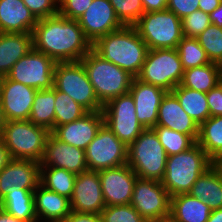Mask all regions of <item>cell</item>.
Returning <instances> with one entry per match:
<instances>
[{
    "label": "cell",
    "instance_id": "obj_43",
    "mask_svg": "<svg viewBox=\"0 0 222 222\" xmlns=\"http://www.w3.org/2000/svg\"><path fill=\"white\" fill-rule=\"evenodd\" d=\"M167 9L183 19L192 12L199 10V0H168Z\"/></svg>",
    "mask_w": 222,
    "mask_h": 222
},
{
    "label": "cell",
    "instance_id": "obj_31",
    "mask_svg": "<svg viewBox=\"0 0 222 222\" xmlns=\"http://www.w3.org/2000/svg\"><path fill=\"white\" fill-rule=\"evenodd\" d=\"M29 121L52 132L55 129V87L37 90Z\"/></svg>",
    "mask_w": 222,
    "mask_h": 222
},
{
    "label": "cell",
    "instance_id": "obj_4",
    "mask_svg": "<svg viewBox=\"0 0 222 222\" xmlns=\"http://www.w3.org/2000/svg\"><path fill=\"white\" fill-rule=\"evenodd\" d=\"M98 100H109L129 93L133 76L117 65L103 59L91 49L81 60Z\"/></svg>",
    "mask_w": 222,
    "mask_h": 222
},
{
    "label": "cell",
    "instance_id": "obj_6",
    "mask_svg": "<svg viewBox=\"0 0 222 222\" xmlns=\"http://www.w3.org/2000/svg\"><path fill=\"white\" fill-rule=\"evenodd\" d=\"M50 133L29 120L6 121L1 139L11 158L40 162Z\"/></svg>",
    "mask_w": 222,
    "mask_h": 222
},
{
    "label": "cell",
    "instance_id": "obj_54",
    "mask_svg": "<svg viewBox=\"0 0 222 222\" xmlns=\"http://www.w3.org/2000/svg\"><path fill=\"white\" fill-rule=\"evenodd\" d=\"M220 71H221V78H222V62L220 63Z\"/></svg>",
    "mask_w": 222,
    "mask_h": 222
},
{
    "label": "cell",
    "instance_id": "obj_26",
    "mask_svg": "<svg viewBox=\"0 0 222 222\" xmlns=\"http://www.w3.org/2000/svg\"><path fill=\"white\" fill-rule=\"evenodd\" d=\"M211 211L207 203L183 193L171 197L169 219L173 222H207Z\"/></svg>",
    "mask_w": 222,
    "mask_h": 222
},
{
    "label": "cell",
    "instance_id": "obj_5",
    "mask_svg": "<svg viewBox=\"0 0 222 222\" xmlns=\"http://www.w3.org/2000/svg\"><path fill=\"white\" fill-rule=\"evenodd\" d=\"M167 157L155 130L148 128L128 147L127 165L138 178L161 181Z\"/></svg>",
    "mask_w": 222,
    "mask_h": 222
},
{
    "label": "cell",
    "instance_id": "obj_37",
    "mask_svg": "<svg viewBox=\"0 0 222 222\" xmlns=\"http://www.w3.org/2000/svg\"><path fill=\"white\" fill-rule=\"evenodd\" d=\"M196 38L210 62L220 64L222 62V27L211 24Z\"/></svg>",
    "mask_w": 222,
    "mask_h": 222
},
{
    "label": "cell",
    "instance_id": "obj_51",
    "mask_svg": "<svg viewBox=\"0 0 222 222\" xmlns=\"http://www.w3.org/2000/svg\"><path fill=\"white\" fill-rule=\"evenodd\" d=\"M0 222H25L20 220L13 215L7 213L4 209L0 207Z\"/></svg>",
    "mask_w": 222,
    "mask_h": 222
},
{
    "label": "cell",
    "instance_id": "obj_24",
    "mask_svg": "<svg viewBox=\"0 0 222 222\" xmlns=\"http://www.w3.org/2000/svg\"><path fill=\"white\" fill-rule=\"evenodd\" d=\"M34 192L38 222H62L71 212L70 199L39 184Z\"/></svg>",
    "mask_w": 222,
    "mask_h": 222
},
{
    "label": "cell",
    "instance_id": "obj_17",
    "mask_svg": "<svg viewBox=\"0 0 222 222\" xmlns=\"http://www.w3.org/2000/svg\"><path fill=\"white\" fill-rule=\"evenodd\" d=\"M70 206L76 212L97 214L106 207L98 171L87 170L76 176Z\"/></svg>",
    "mask_w": 222,
    "mask_h": 222
},
{
    "label": "cell",
    "instance_id": "obj_44",
    "mask_svg": "<svg viewBox=\"0 0 222 222\" xmlns=\"http://www.w3.org/2000/svg\"><path fill=\"white\" fill-rule=\"evenodd\" d=\"M210 117L222 116V81L206 93Z\"/></svg>",
    "mask_w": 222,
    "mask_h": 222
},
{
    "label": "cell",
    "instance_id": "obj_7",
    "mask_svg": "<svg viewBox=\"0 0 222 222\" xmlns=\"http://www.w3.org/2000/svg\"><path fill=\"white\" fill-rule=\"evenodd\" d=\"M134 27L148 49H175L184 37L181 19L168 9L144 13Z\"/></svg>",
    "mask_w": 222,
    "mask_h": 222
},
{
    "label": "cell",
    "instance_id": "obj_32",
    "mask_svg": "<svg viewBox=\"0 0 222 222\" xmlns=\"http://www.w3.org/2000/svg\"><path fill=\"white\" fill-rule=\"evenodd\" d=\"M196 143L211 159L222 154V116L209 117L199 125Z\"/></svg>",
    "mask_w": 222,
    "mask_h": 222
},
{
    "label": "cell",
    "instance_id": "obj_50",
    "mask_svg": "<svg viewBox=\"0 0 222 222\" xmlns=\"http://www.w3.org/2000/svg\"><path fill=\"white\" fill-rule=\"evenodd\" d=\"M211 167L216 171L222 180V154L217 155L211 159Z\"/></svg>",
    "mask_w": 222,
    "mask_h": 222
},
{
    "label": "cell",
    "instance_id": "obj_39",
    "mask_svg": "<svg viewBox=\"0 0 222 222\" xmlns=\"http://www.w3.org/2000/svg\"><path fill=\"white\" fill-rule=\"evenodd\" d=\"M102 222H147L131 205H109L100 213Z\"/></svg>",
    "mask_w": 222,
    "mask_h": 222
},
{
    "label": "cell",
    "instance_id": "obj_21",
    "mask_svg": "<svg viewBox=\"0 0 222 222\" xmlns=\"http://www.w3.org/2000/svg\"><path fill=\"white\" fill-rule=\"evenodd\" d=\"M39 184V162L12 158L0 171V201L7 195L10 187L19 185L21 189H36Z\"/></svg>",
    "mask_w": 222,
    "mask_h": 222
},
{
    "label": "cell",
    "instance_id": "obj_41",
    "mask_svg": "<svg viewBox=\"0 0 222 222\" xmlns=\"http://www.w3.org/2000/svg\"><path fill=\"white\" fill-rule=\"evenodd\" d=\"M37 20L58 15L59 0H23Z\"/></svg>",
    "mask_w": 222,
    "mask_h": 222
},
{
    "label": "cell",
    "instance_id": "obj_15",
    "mask_svg": "<svg viewBox=\"0 0 222 222\" xmlns=\"http://www.w3.org/2000/svg\"><path fill=\"white\" fill-rule=\"evenodd\" d=\"M105 205L130 204L137 174L127 165L98 171Z\"/></svg>",
    "mask_w": 222,
    "mask_h": 222
},
{
    "label": "cell",
    "instance_id": "obj_48",
    "mask_svg": "<svg viewBox=\"0 0 222 222\" xmlns=\"http://www.w3.org/2000/svg\"><path fill=\"white\" fill-rule=\"evenodd\" d=\"M11 159L9 150L5 147L2 139L0 138V171L10 162Z\"/></svg>",
    "mask_w": 222,
    "mask_h": 222
},
{
    "label": "cell",
    "instance_id": "obj_47",
    "mask_svg": "<svg viewBox=\"0 0 222 222\" xmlns=\"http://www.w3.org/2000/svg\"><path fill=\"white\" fill-rule=\"evenodd\" d=\"M221 3V0H199V10L205 13L213 12Z\"/></svg>",
    "mask_w": 222,
    "mask_h": 222
},
{
    "label": "cell",
    "instance_id": "obj_3",
    "mask_svg": "<svg viewBox=\"0 0 222 222\" xmlns=\"http://www.w3.org/2000/svg\"><path fill=\"white\" fill-rule=\"evenodd\" d=\"M210 167L211 158L195 143L186 151L167 157L161 183L170 197L188 193L199 176Z\"/></svg>",
    "mask_w": 222,
    "mask_h": 222
},
{
    "label": "cell",
    "instance_id": "obj_19",
    "mask_svg": "<svg viewBox=\"0 0 222 222\" xmlns=\"http://www.w3.org/2000/svg\"><path fill=\"white\" fill-rule=\"evenodd\" d=\"M103 124L102 111L87 112L73 122L57 126L51 133L64 143L85 150Z\"/></svg>",
    "mask_w": 222,
    "mask_h": 222
},
{
    "label": "cell",
    "instance_id": "obj_1",
    "mask_svg": "<svg viewBox=\"0 0 222 222\" xmlns=\"http://www.w3.org/2000/svg\"><path fill=\"white\" fill-rule=\"evenodd\" d=\"M32 36L33 48L55 62L80 61L92 49L78 20L59 14L38 20Z\"/></svg>",
    "mask_w": 222,
    "mask_h": 222
},
{
    "label": "cell",
    "instance_id": "obj_30",
    "mask_svg": "<svg viewBox=\"0 0 222 222\" xmlns=\"http://www.w3.org/2000/svg\"><path fill=\"white\" fill-rule=\"evenodd\" d=\"M182 109L200 125L210 117L206 93L183 87L181 84L171 91Z\"/></svg>",
    "mask_w": 222,
    "mask_h": 222
},
{
    "label": "cell",
    "instance_id": "obj_10",
    "mask_svg": "<svg viewBox=\"0 0 222 222\" xmlns=\"http://www.w3.org/2000/svg\"><path fill=\"white\" fill-rule=\"evenodd\" d=\"M104 124L129 147L145 129L138 121L130 93L120 95L103 105Z\"/></svg>",
    "mask_w": 222,
    "mask_h": 222
},
{
    "label": "cell",
    "instance_id": "obj_8",
    "mask_svg": "<svg viewBox=\"0 0 222 222\" xmlns=\"http://www.w3.org/2000/svg\"><path fill=\"white\" fill-rule=\"evenodd\" d=\"M54 87L69 95L87 112H99L103 109V104L98 100L94 87L80 61L56 62Z\"/></svg>",
    "mask_w": 222,
    "mask_h": 222
},
{
    "label": "cell",
    "instance_id": "obj_20",
    "mask_svg": "<svg viewBox=\"0 0 222 222\" xmlns=\"http://www.w3.org/2000/svg\"><path fill=\"white\" fill-rule=\"evenodd\" d=\"M129 93L134 99L136 115L145 128H154L158 120V109L167 91L133 78Z\"/></svg>",
    "mask_w": 222,
    "mask_h": 222
},
{
    "label": "cell",
    "instance_id": "obj_12",
    "mask_svg": "<svg viewBox=\"0 0 222 222\" xmlns=\"http://www.w3.org/2000/svg\"><path fill=\"white\" fill-rule=\"evenodd\" d=\"M88 170L100 171L127 164L128 147L103 124L85 149Z\"/></svg>",
    "mask_w": 222,
    "mask_h": 222
},
{
    "label": "cell",
    "instance_id": "obj_33",
    "mask_svg": "<svg viewBox=\"0 0 222 222\" xmlns=\"http://www.w3.org/2000/svg\"><path fill=\"white\" fill-rule=\"evenodd\" d=\"M76 176L62 168L40 167V184L68 199L72 196Z\"/></svg>",
    "mask_w": 222,
    "mask_h": 222
},
{
    "label": "cell",
    "instance_id": "obj_40",
    "mask_svg": "<svg viewBox=\"0 0 222 222\" xmlns=\"http://www.w3.org/2000/svg\"><path fill=\"white\" fill-rule=\"evenodd\" d=\"M181 24L185 37L196 38L212 23L209 13L197 10L181 19Z\"/></svg>",
    "mask_w": 222,
    "mask_h": 222
},
{
    "label": "cell",
    "instance_id": "obj_53",
    "mask_svg": "<svg viewBox=\"0 0 222 222\" xmlns=\"http://www.w3.org/2000/svg\"><path fill=\"white\" fill-rule=\"evenodd\" d=\"M5 123H6V120H5L3 110H2L1 104H0V138H1V134H2L3 128L5 126Z\"/></svg>",
    "mask_w": 222,
    "mask_h": 222
},
{
    "label": "cell",
    "instance_id": "obj_16",
    "mask_svg": "<svg viewBox=\"0 0 222 222\" xmlns=\"http://www.w3.org/2000/svg\"><path fill=\"white\" fill-rule=\"evenodd\" d=\"M78 22L92 44L99 37L124 27L109 0H93Z\"/></svg>",
    "mask_w": 222,
    "mask_h": 222
},
{
    "label": "cell",
    "instance_id": "obj_11",
    "mask_svg": "<svg viewBox=\"0 0 222 222\" xmlns=\"http://www.w3.org/2000/svg\"><path fill=\"white\" fill-rule=\"evenodd\" d=\"M170 199L161 181L137 178L130 204L147 222H162L169 219Z\"/></svg>",
    "mask_w": 222,
    "mask_h": 222
},
{
    "label": "cell",
    "instance_id": "obj_42",
    "mask_svg": "<svg viewBox=\"0 0 222 222\" xmlns=\"http://www.w3.org/2000/svg\"><path fill=\"white\" fill-rule=\"evenodd\" d=\"M93 0H59L58 14L73 20H78L88 9Z\"/></svg>",
    "mask_w": 222,
    "mask_h": 222
},
{
    "label": "cell",
    "instance_id": "obj_13",
    "mask_svg": "<svg viewBox=\"0 0 222 222\" xmlns=\"http://www.w3.org/2000/svg\"><path fill=\"white\" fill-rule=\"evenodd\" d=\"M55 64L52 58L32 48L13 65L7 77L37 90H49L54 87Z\"/></svg>",
    "mask_w": 222,
    "mask_h": 222
},
{
    "label": "cell",
    "instance_id": "obj_45",
    "mask_svg": "<svg viewBox=\"0 0 222 222\" xmlns=\"http://www.w3.org/2000/svg\"><path fill=\"white\" fill-rule=\"evenodd\" d=\"M62 222H102V219L97 213H82L71 210Z\"/></svg>",
    "mask_w": 222,
    "mask_h": 222
},
{
    "label": "cell",
    "instance_id": "obj_23",
    "mask_svg": "<svg viewBox=\"0 0 222 222\" xmlns=\"http://www.w3.org/2000/svg\"><path fill=\"white\" fill-rule=\"evenodd\" d=\"M37 22L23 0H0V33H32Z\"/></svg>",
    "mask_w": 222,
    "mask_h": 222
},
{
    "label": "cell",
    "instance_id": "obj_29",
    "mask_svg": "<svg viewBox=\"0 0 222 222\" xmlns=\"http://www.w3.org/2000/svg\"><path fill=\"white\" fill-rule=\"evenodd\" d=\"M221 81L220 64L211 62L184 70L181 85L196 91L208 93Z\"/></svg>",
    "mask_w": 222,
    "mask_h": 222
},
{
    "label": "cell",
    "instance_id": "obj_27",
    "mask_svg": "<svg viewBox=\"0 0 222 222\" xmlns=\"http://www.w3.org/2000/svg\"><path fill=\"white\" fill-rule=\"evenodd\" d=\"M34 190L21 189L19 185L10 187L0 201V207L25 222H38L34 209Z\"/></svg>",
    "mask_w": 222,
    "mask_h": 222
},
{
    "label": "cell",
    "instance_id": "obj_18",
    "mask_svg": "<svg viewBox=\"0 0 222 222\" xmlns=\"http://www.w3.org/2000/svg\"><path fill=\"white\" fill-rule=\"evenodd\" d=\"M40 167H56L76 175L88 170L85 150L68 145L49 134Z\"/></svg>",
    "mask_w": 222,
    "mask_h": 222
},
{
    "label": "cell",
    "instance_id": "obj_38",
    "mask_svg": "<svg viewBox=\"0 0 222 222\" xmlns=\"http://www.w3.org/2000/svg\"><path fill=\"white\" fill-rule=\"evenodd\" d=\"M119 21L124 26H134L145 13L141 0H109Z\"/></svg>",
    "mask_w": 222,
    "mask_h": 222
},
{
    "label": "cell",
    "instance_id": "obj_52",
    "mask_svg": "<svg viewBox=\"0 0 222 222\" xmlns=\"http://www.w3.org/2000/svg\"><path fill=\"white\" fill-rule=\"evenodd\" d=\"M207 222H222V208L212 210Z\"/></svg>",
    "mask_w": 222,
    "mask_h": 222
},
{
    "label": "cell",
    "instance_id": "obj_9",
    "mask_svg": "<svg viewBox=\"0 0 222 222\" xmlns=\"http://www.w3.org/2000/svg\"><path fill=\"white\" fill-rule=\"evenodd\" d=\"M184 69L177 49H148L139 75L140 81L171 92L181 84Z\"/></svg>",
    "mask_w": 222,
    "mask_h": 222
},
{
    "label": "cell",
    "instance_id": "obj_49",
    "mask_svg": "<svg viewBox=\"0 0 222 222\" xmlns=\"http://www.w3.org/2000/svg\"><path fill=\"white\" fill-rule=\"evenodd\" d=\"M210 20L213 25L222 27V1L220 5L210 14Z\"/></svg>",
    "mask_w": 222,
    "mask_h": 222
},
{
    "label": "cell",
    "instance_id": "obj_35",
    "mask_svg": "<svg viewBox=\"0 0 222 222\" xmlns=\"http://www.w3.org/2000/svg\"><path fill=\"white\" fill-rule=\"evenodd\" d=\"M86 113L69 95L55 88V128L73 122Z\"/></svg>",
    "mask_w": 222,
    "mask_h": 222
},
{
    "label": "cell",
    "instance_id": "obj_22",
    "mask_svg": "<svg viewBox=\"0 0 222 222\" xmlns=\"http://www.w3.org/2000/svg\"><path fill=\"white\" fill-rule=\"evenodd\" d=\"M156 126H165L171 130L190 135L197 141L199 125L182 109L177 97L167 92L158 109Z\"/></svg>",
    "mask_w": 222,
    "mask_h": 222
},
{
    "label": "cell",
    "instance_id": "obj_28",
    "mask_svg": "<svg viewBox=\"0 0 222 222\" xmlns=\"http://www.w3.org/2000/svg\"><path fill=\"white\" fill-rule=\"evenodd\" d=\"M188 193L207 203L211 210L222 208V180L212 167L199 176Z\"/></svg>",
    "mask_w": 222,
    "mask_h": 222
},
{
    "label": "cell",
    "instance_id": "obj_55",
    "mask_svg": "<svg viewBox=\"0 0 222 222\" xmlns=\"http://www.w3.org/2000/svg\"><path fill=\"white\" fill-rule=\"evenodd\" d=\"M162 222H173V221H171L170 219H166V220H164Z\"/></svg>",
    "mask_w": 222,
    "mask_h": 222
},
{
    "label": "cell",
    "instance_id": "obj_2",
    "mask_svg": "<svg viewBox=\"0 0 222 222\" xmlns=\"http://www.w3.org/2000/svg\"><path fill=\"white\" fill-rule=\"evenodd\" d=\"M92 49L134 78L139 75L148 52L147 44L134 26H124L99 37L92 44Z\"/></svg>",
    "mask_w": 222,
    "mask_h": 222
},
{
    "label": "cell",
    "instance_id": "obj_34",
    "mask_svg": "<svg viewBox=\"0 0 222 222\" xmlns=\"http://www.w3.org/2000/svg\"><path fill=\"white\" fill-rule=\"evenodd\" d=\"M176 49L184 70L211 63L197 38L184 36Z\"/></svg>",
    "mask_w": 222,
    "mask_h": 222
},
{
    "label": "cell",
    "instance_id": "obj_25",
    "mask_svg": "<svg viewBox=\"0 0 222 222\" xmlns=\"http://www.w3.org/2000/svg\"><path fill=\"white\" fill-rule=\"evenodd\" d=\"M32 48V33H0V76H7L13 65Z\"/></svg>",
    "mask_w": 222,
    "mask_h": 222
},
{
    "label": "cell",
    "instance_id": "obj_46",
    "mask_svg": "<svg viewBox=\"0 0 222 222\" xmlns=\"http://www.w3.org/2000/svg\"><path fill=\"white\" fill-rule=\"evenodd\" d=\"M144 12L162 11L167 9L168 0H141Z\"/></svg>",
    "mask_w": 222,
    "mask_h": 222
},
{
    "label": "cell",
    "instance_id": "obj_14",
    "mask_svg": "<svg viewBox=\"0 0 222 222\" xmlns=\"http://www.w3.org/2000/svg\"><path fill=\"white\" fill-rule=\"evenodd\" d=\"M37 89L12 81L7 76L0 83V104L6 121L29 120Z\"/></svg>",
    "mask_w": 222,
    "mask_h": 222
},
{
    "label": "cell",
    "instance_id": "obj_36",
    "mask_svg": "<svg viewBox=\"0 0 222 222\" xmlns=\"http://www.w3.org/2000/svg\"><path fill=\"white\" fill-rule=\"evenodd\" d=\"M153 129L158 135L167 156L186 151L196 143L190 135L171 130L165 126H155Z\"/></svg>",
    "mask_w": 222,
    "mask_h": 222
}]
</instances>
